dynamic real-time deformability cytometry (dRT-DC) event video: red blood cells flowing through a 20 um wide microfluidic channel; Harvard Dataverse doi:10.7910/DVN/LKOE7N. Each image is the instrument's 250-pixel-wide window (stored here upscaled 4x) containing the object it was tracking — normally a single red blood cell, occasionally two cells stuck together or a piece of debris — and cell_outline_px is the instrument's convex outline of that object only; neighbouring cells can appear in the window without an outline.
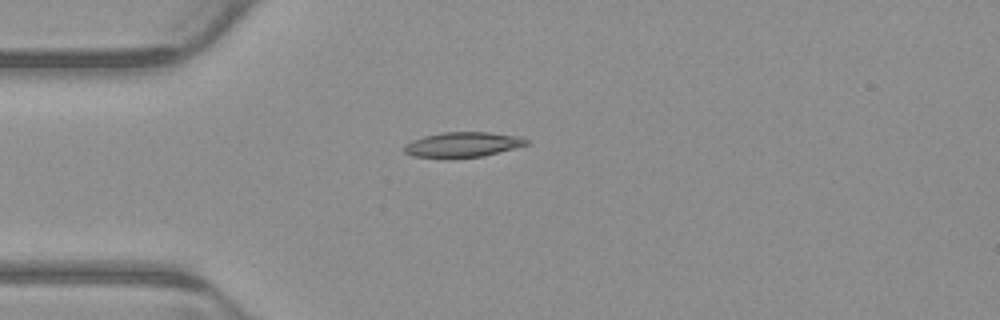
{"species": "common noctule bat (a hibernating species)", "species_latin": "Nyctalus noctula", "temperature_condition": "warm", "stored_images_in_passage": 4, "camera_frame_rate_fps": 3000, "um_per_image_px": 0.085, "animal": {"sex": "male", "body_mass_g": 23.1, "forearm_length_mm": 52.7}, "frame": {"image": 1, "passage_image": 4, "time_ms": 1.0, "image_size_px": [1000, 320], "cell_outline_px": [[528, 144], [484, 156], [448, 160], [412, 156], [404, 152], [400, 148], [404, 144], [412, 140], [424, 136], [444, 132], [488, 132], [512, 136], [528, 140]], "centroid_in_image_um": [39.18, 12.33], "position_along_channel_um": 45.8, "area_um2": 18.21}}